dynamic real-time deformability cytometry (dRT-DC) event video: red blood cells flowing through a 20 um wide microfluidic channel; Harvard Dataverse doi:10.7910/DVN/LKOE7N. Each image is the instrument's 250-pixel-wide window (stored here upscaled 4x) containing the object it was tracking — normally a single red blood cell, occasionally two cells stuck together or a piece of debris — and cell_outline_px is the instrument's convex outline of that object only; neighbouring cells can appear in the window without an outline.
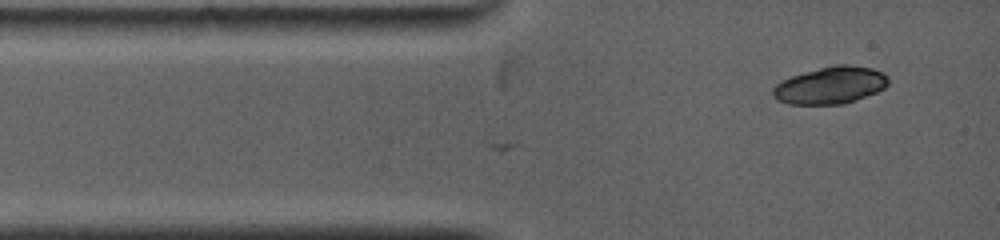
{"species": "common noctule bat (a hibernating species)", "species_latin": "Nyctalus noctula", "temperature_condition": "warm", "stored_images_in_passage": 2, "camera_frame_rate_fps": 5000, "um_per_image_px": 0.085, "animal": {"sex": "female", "body_mass_g": 19.0, "forearm_length_mm": 53.3}, "frame": {"image": 1, "passage_image": 2, "time_ms": 0.2, "image_size_px": [1000, 240], "cell_outline_px": [[888, 84], [884, 88], [876, 92], [856, 100], [844, 104], [788, 104], [776, 100], [772, 96], [772, 88], [780, 80], [792, 76], [820, 68], [836, 64], [848, 64], [872, 68], [888, 76]], "centroid_in_image_um": [70.56, 7.26], "position_along_channel_um": 14.4, "area_um2": 25.03}}